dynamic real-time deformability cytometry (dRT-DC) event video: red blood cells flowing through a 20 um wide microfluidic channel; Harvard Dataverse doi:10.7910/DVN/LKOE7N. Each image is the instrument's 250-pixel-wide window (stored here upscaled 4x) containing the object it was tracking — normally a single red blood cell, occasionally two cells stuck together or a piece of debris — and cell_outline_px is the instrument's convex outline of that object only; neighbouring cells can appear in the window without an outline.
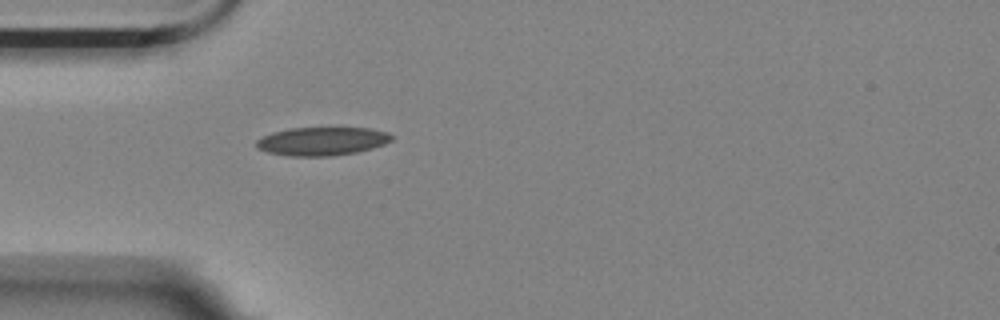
{"species": "Egyptian fruit bat (a non-hibernating species)", "species_latin": "Rousettus aegyptiacus", "temperature_condition": "room temperature", "stored_images_in_passage": 1, "camera_frame_rate_fps": 3000, "um_per_image_px": 0.085, "animal": {"sex": "female"}, "frame": {"image": 1, "passage_image": 1, "time_ms": 0.0, "image_size_px": [1000, 320], "cell_outline_px": [[392, 140], [384, 144], [372, 148], [356, 152], [332, 156], [288, 156], [268, 152], [256, 148], [256, 140], [272, 132], [288, 128], [372, 128], [388, 132], [392, 136]], "centroid_in_image_um": [27.36, 12.0], "position_along_channel_um": 57.6, "area_um2": 22.43}}